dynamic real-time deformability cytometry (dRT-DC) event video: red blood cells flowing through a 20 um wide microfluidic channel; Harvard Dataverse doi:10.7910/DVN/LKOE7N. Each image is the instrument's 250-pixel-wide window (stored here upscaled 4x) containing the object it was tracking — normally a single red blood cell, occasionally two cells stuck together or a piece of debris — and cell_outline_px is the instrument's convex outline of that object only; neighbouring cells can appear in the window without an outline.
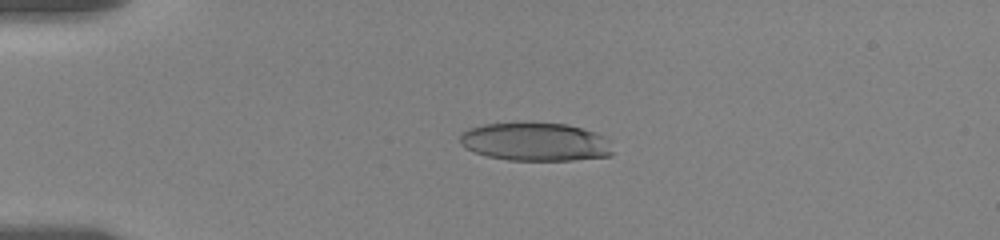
{"species": "human", "species_latin": "Homo sapiens", "temperature_condition": "room temperature", "stored_images_in_passage": 11, "camera_frame_rate_fps": 3000, "um_per_image_px": 0.085, "donor": {"sex": "female"}, "frame": {"image": 1, "passage_image": 7, "time_ms": 4.333, "image_size_px": [1000, 240], "cell_outline_px": [[612, 152], [608, 156], [572, 160], [508, 160], [488, 156], [464, 148], [460, 144], [460, 136], [468, 128], [484, 124], [524, 120], [568, 124], [596, 132], [604, 136], [608, 140]], "centroid_in_image_um": [45.48, 12.01], "position_along_channel_um": 39.5, "area_um2": 34.85}}
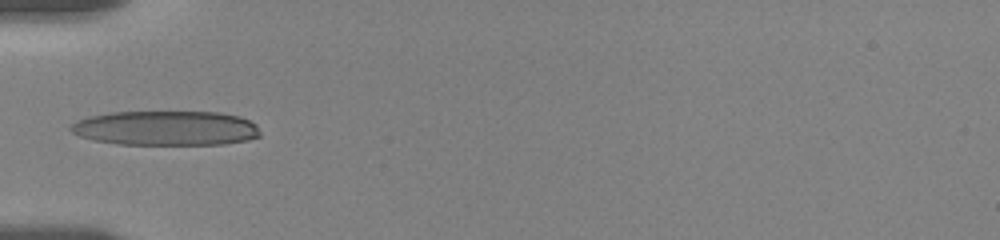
{"frame": {"image": 2, "passage_image": 10, "time_ms": 6.333, "image_size_px": [1000, 240], "cell_outline_px": [[260, 136], [248, 140], [224, 144], [120, 144], [96, 140], [80, 136], [72, 132], [68, 128], [72, 124], [88, 116], [112, 112], [220, 112], [240, 116], [256, 124], [260, 132]], "centroid_in_image_um": [14.14, 10.89], "position_along_channel_um": 70.9, "area_um2": 38.15}}